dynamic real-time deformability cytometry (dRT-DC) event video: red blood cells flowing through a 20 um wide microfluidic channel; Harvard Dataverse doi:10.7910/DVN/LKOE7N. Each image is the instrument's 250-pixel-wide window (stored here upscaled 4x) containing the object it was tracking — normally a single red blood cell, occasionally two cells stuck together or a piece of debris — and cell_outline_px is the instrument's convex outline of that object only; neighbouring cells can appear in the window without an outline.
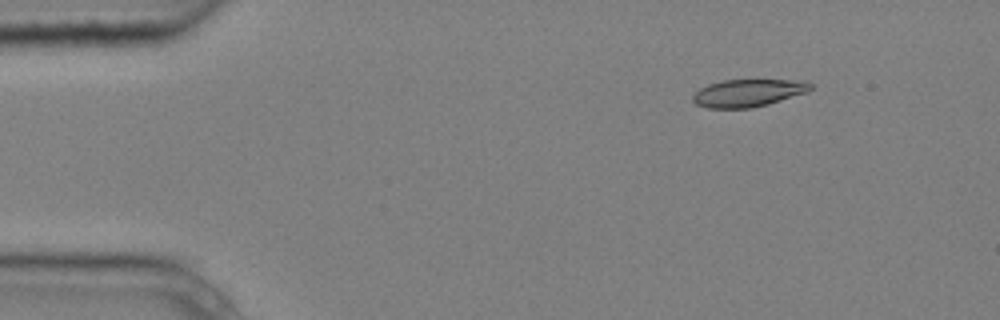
{"species": "common noctule bat (a hibernating species)", "species_latin": "Nyctalus noctula", "temperature_condition": "cold", "stored_images_in_passage": 5, "camera_frame_rate_fps": 3000, "um_per_image_px": 0.085, "animal": {"sex": "male", "body_mass_g": 20.4}, "frame": {"image": 1, "passage_image": 1, "time_ms": 0.0, "image_size_px": [1000, 320], "cell_outline_px": [[812, 88], [808, 92], [768, 104], [752, 108], [708, 108], [696, 104], [692, 100], [692, 96], [700, 88], [708, 84], [724, 80], [804, 80], [812, 84]], "centroid_in_image_um": [63.6, 7.9], "position_along_channel_um": 21.4, "area_um2": 18.9}}
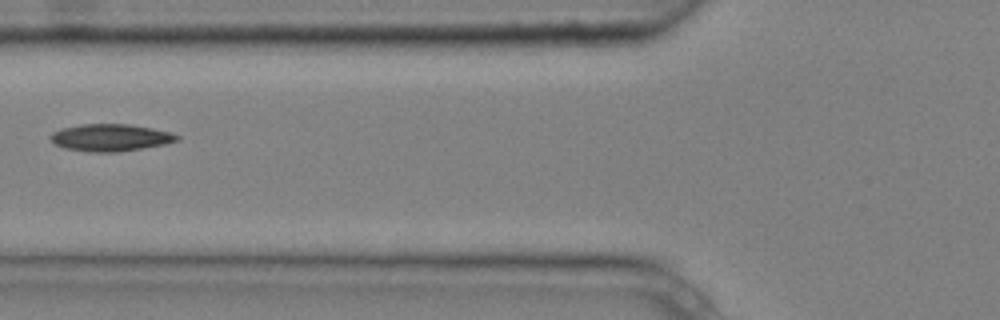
{"frame": {"image": 2, "passage_image": 4, "time_ms": 1.0, "image_size_px": [1000, 320], "cell_outline_px": [[180, 140], [164, 144], [116, 152], [88, 152], [64, 148], [56, 144], [48, 136], [52, 132], [60, 128], [80, 124], [128, 124], [152, 128], [172, 132], [180, 136]], "centroid_in_image_um": [9.37, 11.69], "position_along_channel_um": 116.4, "area_um2": 20.06}}
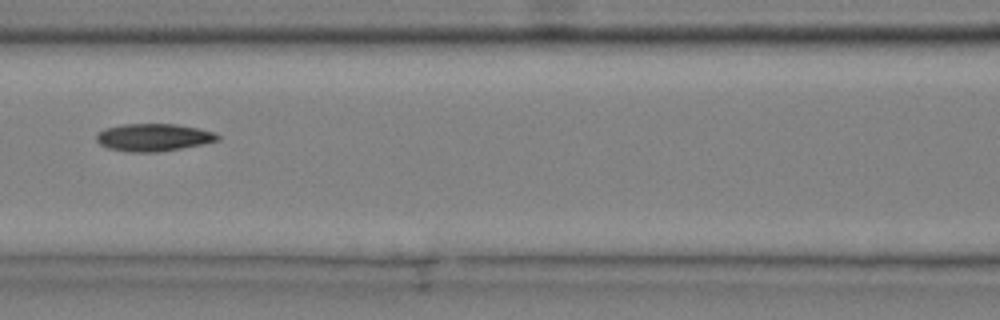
{"frame": {"image": 3, "passage_image": 5, "time_ms": 1.333, "image_size_px": [1000, 320], "cell_outline_px": [[220, 140], [204, 144], [160, 152], [128, 152], [108, 148], [100, 144], [96, 140], [96, 136], [104, 128], [124, 124], [176, 124], [200, 128], [216, 132], [220, 136]], "centroid_in_image_um": [13.09, 11.68], "position_along_channel_um": 153.5, "area_um2": 19.65}}